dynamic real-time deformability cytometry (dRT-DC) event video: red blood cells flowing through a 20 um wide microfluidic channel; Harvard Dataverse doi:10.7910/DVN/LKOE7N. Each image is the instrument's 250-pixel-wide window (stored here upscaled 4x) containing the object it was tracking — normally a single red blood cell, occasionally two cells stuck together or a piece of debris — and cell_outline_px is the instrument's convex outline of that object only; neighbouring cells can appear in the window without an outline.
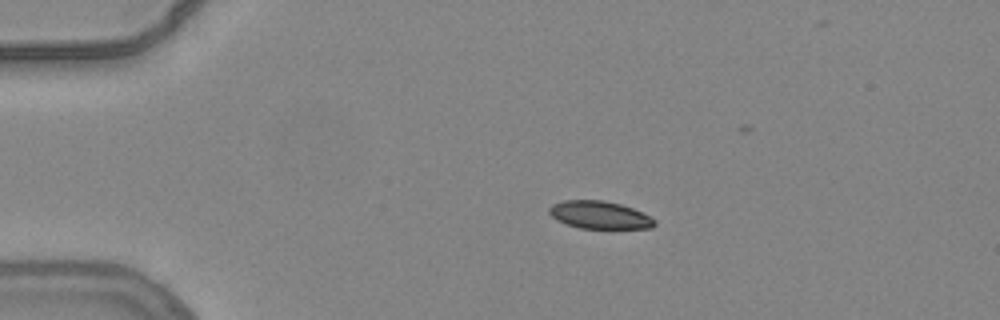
{"species": "common noctule bat (a hibernating species)", "species_latin": "Nyctalus noctula", "temperature_condition": "warm", "stored_images_in_passage": 17, "camera_frame_rate_fps": 3000, "um_per_image_px": 0.085, "animal": {"sex": "female", "body_mass_g": 24.6, "forearm_length_mm": 56.2}, "frame": {"image": 1, "passage_image": 1, "time_ms": 0.0, "image_size_px": [1000, 320], "cell_outline_px": [[656, 224], [652, 228], [612, 232], [580, 228], [556, 220], [548, 212], [548, 208], [552, 204], [564, 200], [604, 200], [620, 204], [632, 208], [656, 220]], "centroid_in_image_um": [51.01, 18.34], "position_along_channel_um": 34.0, "area_um2": 17.92}}
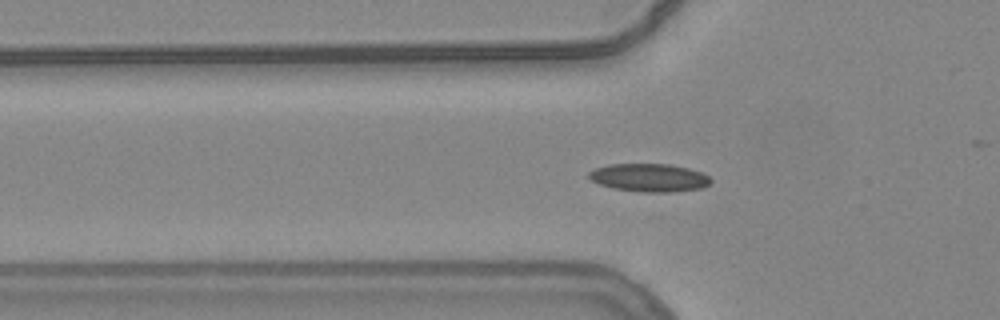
{"frame": {"image": 2, "passage_image": 8, "time_ms": 2.333, "image_size_px": [1000, 320], "cell_outline_px": [[712, 180], [708, 184], [700, 188], [668, 192], [640, 192], [612, 188], [588, 180], [588, 172], [596, 168], [608, 164], [668, 164], [688, 168], [700, 172], [708, 176]], "centroid_in_image_um": [55.12, 15.1], "position_along_channel_um": 70.7, "area_um2": 19.88}}
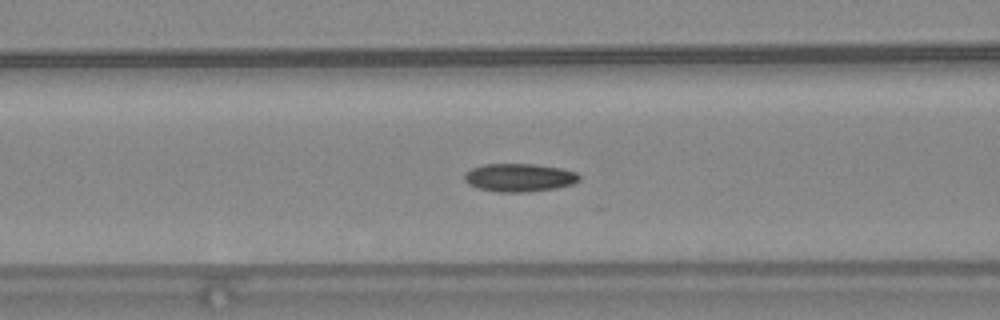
{"frame": {"image": 3, "passage_image": 12, "time_ms": 3.667, "image_size_px": [1000, 320], "cell_outline_px": [[580, 180], [572, 184], [556, 188], [528, 192], [496, 192], [480, 188], [468, 184], [464, 180], [464, 172], [472, 168], [484, 164], [536, 164], [560, 168], [576, 172], [580, 176]], "centroid_in_image_um": [44.13, 15.09], "position_along_channel_um": 122.5, "area_um2": 18.9}}